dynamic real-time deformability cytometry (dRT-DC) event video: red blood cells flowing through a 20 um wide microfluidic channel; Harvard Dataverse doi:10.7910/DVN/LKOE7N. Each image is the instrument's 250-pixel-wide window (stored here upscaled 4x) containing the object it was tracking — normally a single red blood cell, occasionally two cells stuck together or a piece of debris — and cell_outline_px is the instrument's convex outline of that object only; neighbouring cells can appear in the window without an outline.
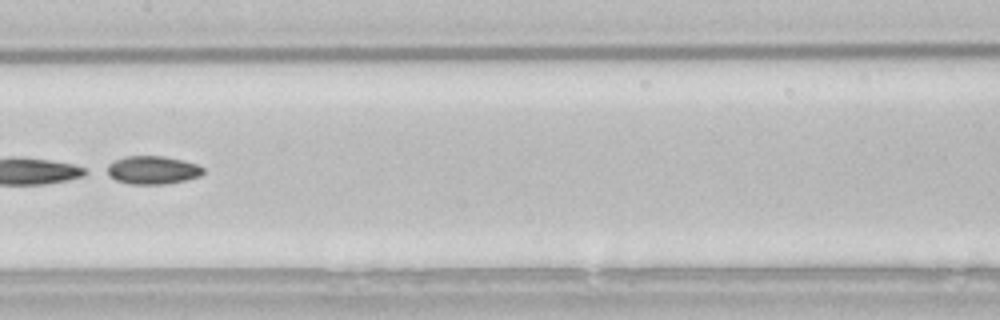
{"species": "common noctule bat (a hibernating species)", "species_latin": "Nyctalus noctula", "temperature_condition": "room temperature", "stored_images_in_passage": 52, "segment_of_instrument_passage": [2, 2], "camera_frame_rate_fps": 3000, "um_per_image_px": 0.085, "animal": {"sex": "male", "body_mass_g": 21.5, "forearm_length_mm": 52.0}, "frame": {"image": 1, "passage_image": 27, "time_ms": 8.667, "image_size_px": [1000, 320], "cell_outline_px": [[204, 172], [200, 176], [184, 180], [164, 184], [132, 184], [116, 180], [100, 172], [108, 164], [124, 156], [164, 156], [184, 160], [196, 164], [204, 168]], "centroid_in_image_um": [12.89, 14.45], "position_along_channel_um": 194.5, "area_um2": 16.07}}